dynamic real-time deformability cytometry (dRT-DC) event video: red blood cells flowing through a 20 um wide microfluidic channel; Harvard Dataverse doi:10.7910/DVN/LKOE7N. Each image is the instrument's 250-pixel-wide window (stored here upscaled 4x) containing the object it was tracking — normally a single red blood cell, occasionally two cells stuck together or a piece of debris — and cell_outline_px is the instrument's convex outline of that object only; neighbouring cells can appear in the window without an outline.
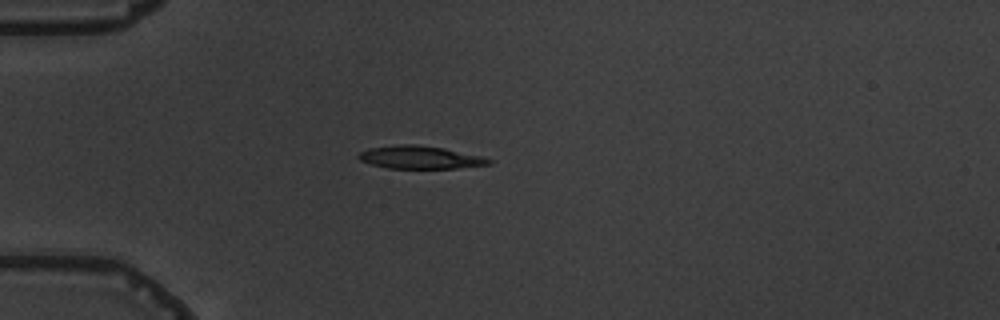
{"species": "common noctule bat (a hibernating species)", "species_latin": "Nyctalus noctula", "temperature_condition": "warm", "stored_images_in_passage": 2, "camera_frame_rate_fps": 3000, "um_per_image_px": 0.085, "animal": {"sex": "male", "body_mass_g": 19.5, "forearm_length_mm": 54.6}, "frame": {"image": 1, "passage_image": 1, "time_ms": 0.0, "image_size_px": [1000, 320], "cell_outline_px": [[492, 164], [456, 168], [388, 168], [372, 164], [360, 160], [356, 156], [360, 152], [368, 148], [400, 144], [416, 144], [444, 148], [480, 156], [492, 160]], "centroid_in_image_um": [35.68, 13.37], "position_along_channel_um": 49.3, "area_um2": 17.22}}